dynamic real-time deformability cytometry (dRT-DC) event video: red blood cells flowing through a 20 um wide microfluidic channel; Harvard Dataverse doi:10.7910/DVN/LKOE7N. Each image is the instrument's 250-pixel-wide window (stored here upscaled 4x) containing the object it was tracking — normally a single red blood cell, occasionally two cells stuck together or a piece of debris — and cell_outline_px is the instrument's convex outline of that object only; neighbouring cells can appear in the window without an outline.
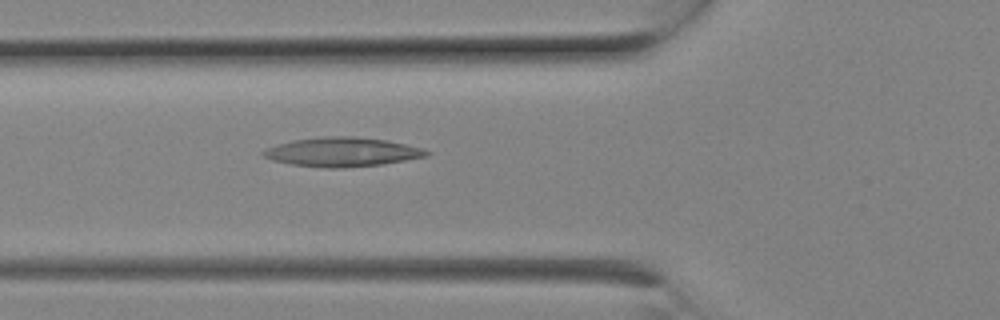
{"species": "Egyptian fruit bat (a non-hibernating species)", "species_latin": "Rousettus aegyptiacus", "temperature_condition": "room temperature", "stored_images_in_passage": 8, "camera_frame_rate_fps": 3000, "um_per_image_px": 0.085, "animal": {"sex": "female"}, "frame": {"image": 1, "passage_image": 8, "time_ms": 2.333, "image_size_px": [1000, 320], "cell_outline_px": [[432, 152], [428, 156], [384, 164], [344, 168], [324, 168], [292, 164], [272, 160], [264, 156], [260, 152], [276, 144], [292, 140], [324, 136], [352, 136], [384, 140], [404, 144], [420, 148]], "centroid_in_image_um": [29.07, 12.92], "position_along_channel_um": 96.7, "area_um2": 27.69}}